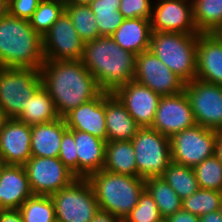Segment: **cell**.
Masks as SVG:
<instances>
[{"label":"cell","instance_id":"obj_1","mask_svg":"<svg viewBox=\"0 0 222 222\" xmlns=\"http://www.w3.org/2000/svg\"><path fill=\"white\" fill-rule=\"evenodd\" d=\"M40 75L42 86L53 99L61 118L102 92L81 60H45Z\"/></svg>","mask_w":222,"mask_h":222},{"label":"cell","instance_id":"obj_2","mask_svg":"<svg viewBox=\"0 0 222 222\" xmlns=\"http://www.w3.org/2000/svg\"><path fill=\"white\" fill-rule=\"evenodd\" d=\"M135 54L123 50L111 36L84 42L81 61L104 92L114 93L134 80Z\"/></svg>","mask_w":222,"mask_h":222},{"label":"cell","instance_id":"obj_3","mask_svg":"<svg viewBox=\"0 0 222 222\" xmlns=\"http://www.w3.org/2000/svg\"><path fill=\"white\" fill-rule=\"evenodd\" d=\"M43 40L29 24L9 13L0 19V67L40 69Z\"/></svg>","mask_w":222,"mask_h":222},{"label":"cell","instance_id":"obj_4","mask_svg":"<svg viewBox=\"0 0 222 222\" xmlns=\"http://www.w3.org/2000/svg\"><path fill=\"white\" fill-rule=\"evenodd\" d=\"M86 179L93 188L99 210L109 212L122 221L137 205L145 190V179L103 169Z\"/></svg>","mask_w":222,"mask_h":222},{"label":"cell","instance_id":"obj_5","mask_svg":"<svg viewBox=\"0 0 222 222\" xmlns=\"http://www.w3.org/2000/svg\"><path fill=\"white\" fill-rule=\"evenodd\" d=\"M199 34L152 31L150 48L172 72L185 83L197 74V43Z\"/></svg>","mask_w":222,"mask_h":222},{"label":"cell","instance_id":"obj_6","mask_svg":"<svg viewBox=\"0 0 222 222\" xmlns=\"http://www.w3.org/2000/svg\"><path fill=\"white\" fill-rule=\"evenodd\" d=\"M42 86L40 69L0 67V110L5 118H17Z\"/></svg>","mask_w":222,"mask_h":222},{"label":"cell","instance_id":"obj_7","mask_svg":"<svg viewBox=\"0 0 222 222\" xmlns=\"http://www.w3.org/2000/svg\"><path fill=\"white\" fill-rule=\"evenodd\" d=\"M138 176L146 179L162 176L172 162L170 138L150 127L140 128L131 139Z\"/></svg>","mask_w":222,"mask_h":222},{"label":"cell","instance_id":"obj_8","mask_svg":"<svg viewBox=\"0 0 222 222\" xmlns=\"http://www.w3.org/2000/svg\"><path fill=\"white\" fill-rule=\"evenodd\" d=\"M56 221L90 222L99 206L86 178H76L69 186L51 195Z\"/></svg>","mask_w":222,"mask_h":222},{"label":"cell","instance_id":"obj_9","mask_svg":"<svg viewBox=\"0 0 222 222\" xmlns=\"http://www.w3.org/2000/svg\"><path fill=\"white\" fill-rule=\"evenodd\" d=\"M216 130L198 124L170 138L172 162L194 167L215 155Z\"/></svg>","mask_w":222,"mask_h":222},{"label":"cell","instance_id":"obj_10","mask_svg":"<svg viewBox=\"0 0 222 222\" xmlns=\"http://www.w3.org/2000/svg\"><path fill=\"white\" fill-rule=\"evenodd\" d=\"M184 92L196 124L222 131V86L195 78L185 83Z\"/></svg>","mask_w":222,"mask_h":222},{"label":"cell","instance_id":"obj_11","mask_svg":"<svg viewBox=\"0 0 222 222\" xmlns=\"http://www.w3.org/2000/svg\"><path fill=\"white\" fill-rule=\"evenodd\" d=\"M23 166L33 195L51 196L77 178L58 157L32 156Z\"/></svg>","mask_w":222,"mask_h":222},{"label":"cell","instance_id":"obj_12","mask_svg":"<svg viewBox=\"0 0 222 222\" xmlns=\"http://www.w3.org/2000/svg\"><path fill=\"white\" fill-rule=\"evenodd\" d=\"M134 80L160 96L184 91L185 82L172 72L151 50L136 56Z\"/></svg>","mask_w":222,"mask_h":222},{"label":"cell","instance_id":"obj_13","mask_svg":"<svg viewBox=\"0 0 222 222\" xmlns=\"http://www.w3.org/2000/svg\"><path fill=\"white\" fill-rule=\"evenodd\" d=\"M44 60H81L84 41L64 10L58 20L43 35Z\"/></svg>","mask_w":222,"mask_h":222},{"label":"cell","instance_id":"obj_14","mask_svg":"<svg viewBox=\"0 0 222 222\" xmlns=\"http://www.w3.org/2000/svg\"><path fill=\"white\" fill-rule=\"evenodd\" d=\"M152 31L200 34L194 22L192 0H154Z\"/></svg>","mask_w":222,"mask_h":222},{"label":"cell","instance_id":"obj_15","mask_svg":"<svg viewBox=\"0 0 222 222\" xmlns=\"http://www.w3.org/2000/svg\"><path fill=\"white\" fill-rule=\"evenodd\" d=\"M196 125L190 102L185 92L161 96L150 128L171 138L187 128Z\"/></svg>","mask_w":222,"mask_h":222},{"label":"cell","instance_id":"obj_16","mask_svg":"<svg viewBox=\"0 0 222 222\" xmlns=\"http://www.w3.org/2000/svg\"><path fill=\"white\" fill-rule=\"evenodd\" d=\"M31 157V125L5 118L0 127V162L24 165Z\"/></svg>","mask_w":222,"mask_h":222},{"label":"cell","instance_id":"obj_17","mask_svg":"<svg viewBox=\"0 0 222 222\" xmlns=\"http://www.w3.org/2000/svg\"><path fill=\"white\" fill-rule=\"evenodd\" d=\"M114 94L141 128L152 126L160 95L135 80L119 87Z\"/></svg>","mask_w":222,"mask_h":222},{"label":"cell","instance_id":"obj_18","mask_svg":"<svg viewBox=\"0 0 222 222\" xmlns=\"http://www.w3.org/2000/svg\"><path fill=\"white\" fill-rule=\"evenodd\" d=\"M63 118L68 129L86 132L107 142L104 91Z\"/></svg>","mask_w":222,"mask_h":222},{"label":"cell","instance_id":"obj_19","mask_svg":"<svg viewBox=\"0 0 222 222\" xmlns=\"http://www.w3.org/2000/svg\"><path fill=\"white\" fill-rule=\"evenodd\" d=\"M33 195L23 165L0 164V209H19Z\"/></svg>","mask_w":222,"mask_h":222},{"label":"cell","instance_id":"obj_20","mask_svg":"<svg viewBox=\"0 0 222 222\" xmlns=\"http://www.w3.org/2000/svg\"><path fill=\"white\" fill-rule=\"evenodd\" d=\"M196 78L222 86V43L213 33H200Z\"/></svg>","mask_w":222,"mask_h":222},{"label":"cell","instance_id":"obj_21","mask_svg":"<svg viewBox=\"0 0 222 222\" xmlns=\"http://www.w3.org/2000/svg\"><path fill=\"white\" fill-rule=\"evenodd\" d=\"M107 141H131L141 128L114 93L105 92Z\"/></svg>","mask_w":222,"mask_h":222},{"label":"cell","instance_id":"obj_22","mask_svg":"<svg viewBox=\"0 0 222 222\" xmlns=\"http://www.w3.org/2000/svg\"><path fill=\"white\" fill-rule=\"evenodd\" d=\"M71 131L74 133L77 150L78 178H87L92 173L102 170L106 141L86 132Z\"/></svg>","mask_w":222,"mask_h":222},{"label":"cell","instance_id":"obj_23","mask_svg":"<svg viewBox=\"0 0 222 222\" xmlns=\"http://www.w3.org/2000/svg\"><path fill=\"white\" fill-rule=\"evenodd\" d=\"M152 28L149 19H125L111 35L112 39L123 49L135 55L149 50Z\"/></svg>","mask_w":222,"mask_h":222},{"label":"cell","instance_id":"obj_24","mask_svg":"<svg viewBox=\"0 0 222 222\" xmlns=\"http://www.w3.org/2000/svg\"><path fill=\"white\" fill-rule=\"evenodd\" d=\"M67 129L64 118L31 125V153L35 157H58L63 132Z\"/></svg>","mask_w":222,"mask_h":222},{"label":"cell","instance_id":"obj_25","mask_svg":"<svg viewBox=\"0 0 222 222\" xmlns=\"http://www.w3.org/2000/svg\"><path fill=\"white\" fill-rule=\"evenodd\" d=\"M131 141H107L103 170L139 177Z\"/></svg>","mask_w":222,"mask_h":222},{"label":"cell","instance_id":"obj_26","mask_svg":"<svg viewBox=\"0 0 222 222\" xmlns=\"http://www.w3.org/2000/svg\"><path fill=\"white\" fill-rule=\"evenodd\" d=\"M53 99L47 90L41 86L30 98L27 107L16 118L28 125L48 123L58 119Z\"/></svg>","mask_w":222,"mask_h":222},{"label":"cell","instance_id":"obj_27","mask_svg":"<svg viewBox=\"0 0 222 222\" xmlns=\"http://www.w3.org/2000/svg\"><path fill=\"white\" fill-rule=\"evenodd\" d=\"M145 189L156 202L160 215L166 218L182 209V199L163 177L145 179Z\"/></svg>","mask_w":222,"mask_h":222},{"label":"cell","instance_id":"obj_28","mask_svg":"<svg viewBox=\"0 0 222 222\" xmlns=\"http://www.w3.org/2000/svg\"><path fill=\"white\" fill-rule=\"evenodd\" d=\"M194 22L199 33L222 28V0H192Z\"/></svg>","mask_w":222,"mask_h":222},{"label":"cell","instance_id":"obj_29","mask_svg":"<svg viewBox=\"0 0 222 222\" xmlns=\"http://www.w3.org/2000/svg\"><path fill=\"white\" fill-rule=\"evenodd\" d=\"M89 5L100 36H111L125 20L119 11L120 0H95Z\"/></svg>","mask_w":222,"mask_h":222},{"label":"cell","instance_id":"obj_30","mask_svg":"<svg viewBox=\"0 0 222 222\" xmlns=\"http://www.w3.org/2000/svg\"><path fill=\"white\" fill-rule=\"evenodd\" d=\"M161 177L181 199L191 196L200 188L193 167L171 162Z\"/></svg>","mask_w":222,"mask_h":222},{"label":"cell","instance_id":"obj_31","mask_svg":"<svg viewBox=\"0 0 222 222\" xmlns=\"http://www.w3.org/2000/svg\"><path fill=\"white\" fill-rule=\"evenodd\" d=\"M65 11L70 16L75 30L84 42L100 37L95 15L90 5L65 4Z\"/></svg>","mask_w":222,"mask_h":222},{"label":"cell","instance_id":"obj_32","mask_svg":"<svg viewBox=\"0 0 222 222\" xmlns=\"http://www.w3.org/2000/svg\"><path fill=\"white\" fill-rule=\"evenodd\" d=\"M23 222H55L56 214L51 196L32 195L19 208Z\"/></svg>","mask_w":222,"mask_h":222},{"label":"cell","instance_id":"obj_33","mask_svg":"<svg viewBox=\"0 0 222 222\" xmlns=\"http://www.w3.org/2000/svg\"><path fill=\"white\" fill-rule=\"evenodd\" d=\"M65 10L63 0H41L28 20L30 26L42 37Z\"/></svg>","mask_w":222,"mask_h":222},{"label":"cell","instance_id":"obj_34","mask_svg":"<svg viewBox=\"0 0 222 222\" xmlns=\"http://www.w3.org/2000/svg\"><path fill=\"white\" fill-rule=\"evenodd\" d=\"M222 192L199 188L194 194L182 199V210L201 216L220 208Z\"/></svg>","mask_w":222,"mask_h":222},{"label":"cell","instance_id":"obj_35","mask_svg":"<svg viewBox=\"0 0 222 222\" xmlns=\"http://www.w3.org/2000/svg\"><path fill=\"white\" fill-rule=\"evenodd\" d=\"M193 170L201 189L222 192V165L215 155L194 166Z\"/></svg>","mask_w":222,"mask_h":222},{"label":"cell","instance_id":"obj_36","mask_svg":"<svg viewBox=\"0 0 222 222\" xmlns=\"http://www.w3.org/2000/svg\"><path fill=\"white\" fill-rule=\"evenodd\" d=\"M162 218L156 202L145 189L140 195L137 205L122 222H158Z\"/></svg>","mask_w":222,"mask_h":222},{"label":"cell","instance_id":"obj_37","mask_svg":"<svg viewBox=\"0 0 222 222\" xmlns=\"http://www.w3.org/2000/svg\"><path fill=\"white\" fill-rule=\"evenodd\" d=\"M58 158L78 178V158L74 133L70 129L63 132Z\"/></svg>","mask_w":222,"mask_h":222},{"label":"cell","instance_id":"obj_38","mask_svg":"<svg viewBox=\"0 0 222 222\" xmlns=\"http://www.w3.org/2000/svg\"><path fill=\"white\" fill-rule=\"evenodd\" d=\"M154 0H120L119 11L125 19H151Z\"/></svg>","mask_w":222,"mask_h":222},{"label":"cell","instance_id":"obj_39","mask_svg":"<svg viewBox=\"0 0 222 222\" xmlns=\"http://www.w3.org/2000/svg\"><path fill=\"white\" fill-rule=\"evenodd\" d=\"M41 0H8L9 14L29 20L36 11Z\"/></svg>","mask_w":222,"mask_h":222},{"label":"cell","instance_id":"obj_40","mask_svg":"<svg viewBox=\"0 0 222 222\" xmlns=\"http://www.w3.org/2000/svg\"><path fill=\"white\" fill-rule=\"evenodd\" d=\"M166 219L168 222H199V216L182 209L166 217Z\"/></svg>","mask_w":222,"mask_h":222},{"label":"cell","instance_id":"obj_41","mask_svg":"<svg viewBox=\"0 0 222 222\" xmlns=\"http://www.w3.org/2000/svg\"><path fill=\"white\" fill-rule=\"evenodd\" d=\"M0 222H23L19 209H0Z\"/></svg>","mask_w":222,"mask_h":222},{"label":"cell","instance_id":"obj_42","mask_svg":"<svg viewBox=\"0 0 222 222\" xmlns=\"http://www.w3.org/2000/svg\"><path fill=\"white\" fill-rule=\"evenodd\" d=\"M90 222H122V220L109 212L98 210Z\"/></svg>","mask_w":222,"mask_h":222},{"label":"cell","instance_id":"obj_43","mask_svg":"<svg viewBox=\"0 0 222 222\" xmlns=\"http://www.w3.org/2000/svg\"><path fill=\"white\" fill-rule=\"evenodd\" d=\"M199 222H222L220 211L210 212L199 216Z\"/></svg>","mask_w":222,"mask_h":222},{"label":"cell","instance_id":"obj_44","mask_svg":"<svg viewBox=\"0 0 222 222\" xmlns=\"http://www.w3.org/2000/svg\"><path fill=\"white\" fill-rule=\"evenodd\" d=\"M215 156L222 165V131H216Z\"/></svg>","mask_w":222,"mask_h":222},{"label":"cell","instance_id":"obj_45","mask_svg":"<svg viewBox=\"0 0 222 222\" xmlns=\"http://www.w3.org/2000/svg\"><path fill=\"white\" fill-rule=\"evenodd\" d=\"M9 13L8 0H0V19Z\"/></svg>","mask_w":222,"mask_h":222},{"label":"cell","instance_id":"obj_46","mask_svg":"<svg viewBox=\"0 0 222 222\" xmlns=\"http://www.w3.org/2000/svg\"><path fill=\"white\" fill-rule=\"evenodd\" d=\"M95 0H63L65 4H85L89 5Z\"/></svg>","mask_w":222,"mask_h":222},{"label":"cell","instance_id":"obj_47","mask_svg":"<svg viewBox=\"0 0 222 222\" xmlns=\"http://www.w3.org/2000/svg\"><path fill=\"white\" fill-rule=\"evenodd\" d=\"M222 43V28H219L213 33Z\"/></svg>","mask_w":222,"mask_h":222},{"label":"cell","instance_id":"obj_48","mask_svg":"<svg viewBox=\"0 0 222 222\" xmlns=\"http://www.w3.org/2000/svg\"><path fill=\"white\" fill-rule=\"evenodd\" d=\"M4 119H5V117L3 116V113H2V111L0 110V127H1Z\"/></svg>","mask_w":222,"mask_h":222},{"label":"cell","instance_id":"obj_49","mask_svg":"<svg viewBox=\"0 0 222 222\" xmlns=\"http://www.w3.org/2000/svg\"><path fill=\"white\" fill-rule=\"evenodd\" d=\"M219 211L221 213V216H222V201H221V204H220V208H219Z\"/></svg>","mask_w":222,"mask_h":222},{"label":"cell","instance_id":"obj_50","mask_svg":"<svg viewBox=\"0 0 222 222\" xmlns=\"http://www.w3.org/2000/svg\"><path fill=\"white\" fill-rule=\"evenodd\" d=\"M158 222H168L166 218H162L160 221Z\"/></svg>","mask_w":222,"mask_h":222}]
</instances>
